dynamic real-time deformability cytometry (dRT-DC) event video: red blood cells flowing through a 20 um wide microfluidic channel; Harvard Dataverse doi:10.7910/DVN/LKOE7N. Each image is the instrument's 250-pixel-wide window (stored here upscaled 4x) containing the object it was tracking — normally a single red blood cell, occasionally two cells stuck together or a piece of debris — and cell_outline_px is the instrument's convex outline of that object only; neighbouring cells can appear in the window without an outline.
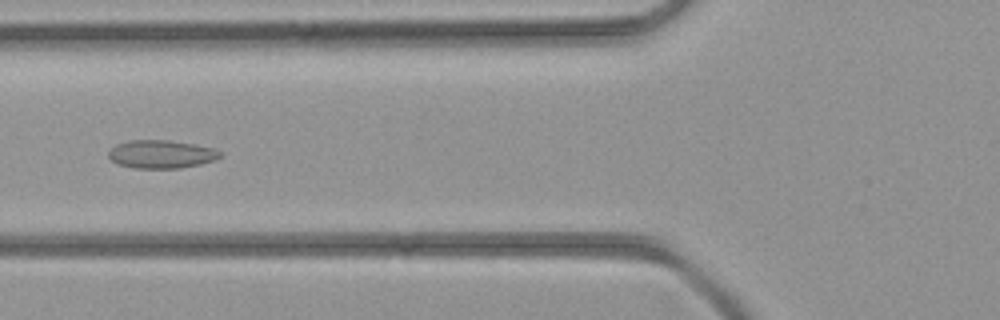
{"species": "common noctule bat (a hibernating species)", "species_latin": "Nyctalus noctula", "temperature_condition": "room temperature", "stored_images_in_passage": 13, "camera_frame_rate_fps": 3000, "um_per_image_px": 0.085, "animal": {"sex": "female", "body_mass_g": 21.9}, "frame": {"image": 1, "passage_image": 6, "time_ms": 1.667, "image_size_px": [1000, 320], "cell_outline_px": [[224, 156], [216, 160], [200, 164], [180, 168], [136, 168], [116, 164], [108, 156], [108, 152], [116, 144], [128, 140], [168, 140], [196, 144], [216, 148], [224, 152]], "centroid_in_image_um": [13.78, 13.1], "position_along_channel_um": 112.0, "area_um2": 18.67}}
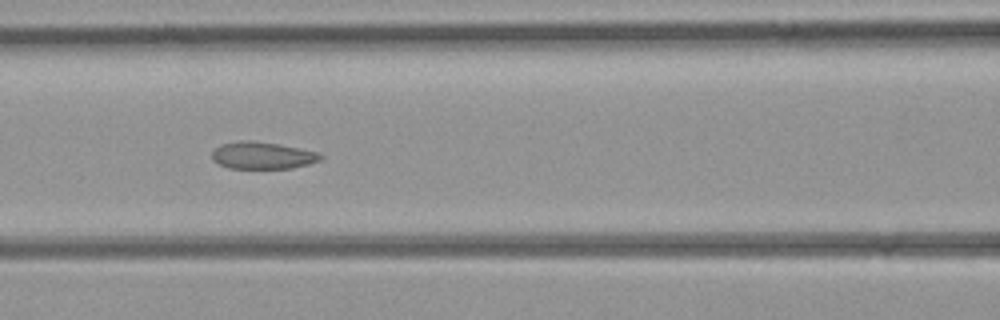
{"frame": {"image": 2, "passage_image": 8, "time_ms": 2.333, "image_size_px": [1000, 320], "cell_outline_px": [[324, 156], [320, 160], [308, 164], [292, 168], [228, 168], [212, 160], [212, 152], [220, 144], [240, 140], [248, 140], [276, 144], [320, 152]], "centroid_in_image_um": [22.31, 13.21], "position_along_channel_um": 144.3, "area_um2": 17.05}}
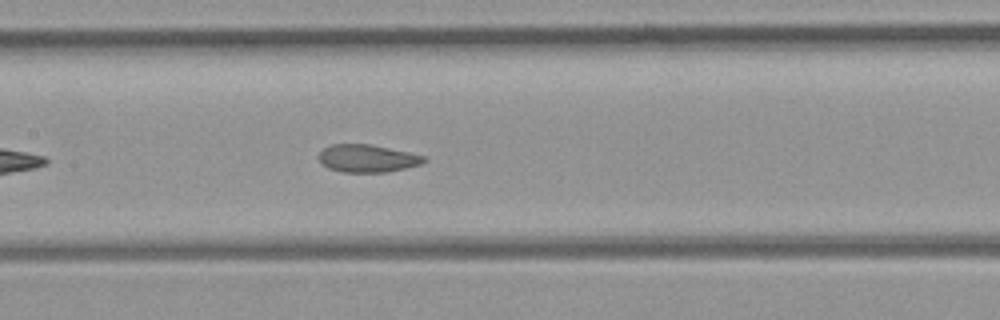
{"frame": {"image": 3, "passage_image": 10, "time_ms": 3.0, "image_size_px": [1000, 320], "cell_outline_px": [[428, 160], [420, 164], [388, 172], [344, 172], [328, 168], [320, 164], [320, 152], [324, 148], [332, 144], [372, 144], [428, 156]], "centroid_in_image_um": [31.26, 13.46], "position_along_channel_um": 176.1, "area_um2": 17.05}}